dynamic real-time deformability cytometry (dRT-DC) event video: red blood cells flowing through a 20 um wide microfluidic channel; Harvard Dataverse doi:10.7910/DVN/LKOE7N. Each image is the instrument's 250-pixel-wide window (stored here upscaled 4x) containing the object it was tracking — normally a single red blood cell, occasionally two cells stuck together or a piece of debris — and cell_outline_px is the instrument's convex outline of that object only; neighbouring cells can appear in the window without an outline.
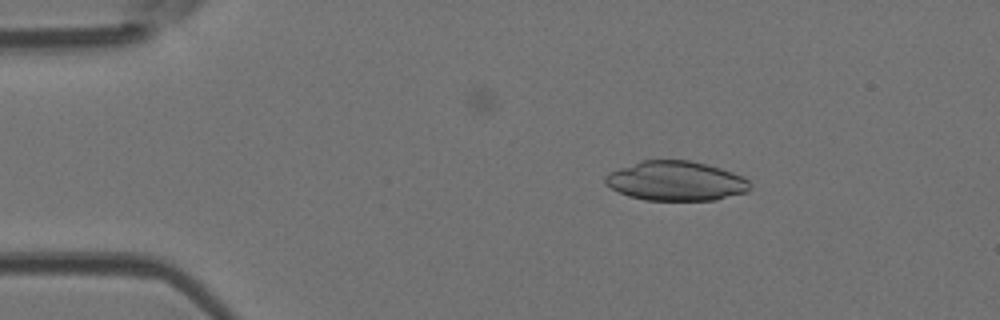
{"species": "Egyptian fruit bat (a non-hibernating species)", "species_latin": "Rousettus aegyptiacus", "temperature_condition": "room temperature", "stored_images_in_passage": 4, "camera_frame_rate_fps": 3000, "um_per_image_px": 0.085, "animal": {"sex": "female"}, "frame": {"image": 1, "passage_image": 3, "time_ms": 0.667, "image_size_px": [1000, 320], "cell_outline_px": [[752, 184], [748, 192], [716, 200], [644, 200], [628, 196], [604, 184], [604, 176], [608, 172], [640, 160], [688, 160], [720, 168], [744, 176]], "centroid_in_image_um": [57.45, 15.38], "position_along_channel_um": 27.6, "area_um2": 33.58}}